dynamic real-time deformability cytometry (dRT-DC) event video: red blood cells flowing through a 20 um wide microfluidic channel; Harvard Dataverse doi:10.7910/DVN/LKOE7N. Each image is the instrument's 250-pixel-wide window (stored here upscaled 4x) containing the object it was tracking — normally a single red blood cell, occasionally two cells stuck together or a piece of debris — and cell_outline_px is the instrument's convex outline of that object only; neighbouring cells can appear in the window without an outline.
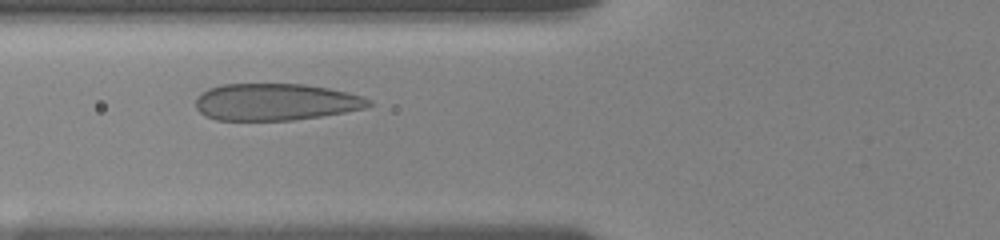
{"species": "human", "species_latin": "Homo sapiens", "temperature_condition": "room temperature", "stored_images_in_passage": 25, "camera_frame_rate_fps": 3000, "um_per_image_px": 0.085, "donor": {"sex": "female"}, "frame": {"image": 1, "passage_image": 7, "time_ms": 3.333, "image_size_px": [1000, 240], "cell_outline_px": [[372, 104], [364, 108], [344, 112], [320, 116], [292, 120], [216, 120], [204, 116], [196, 108], [196, 96], [208, 88], [220, 84], [304, 84], [328, 88], [348, 92], [372, 100]], "centroid_in_image_um": [23.38, 8.66], "position_along_channel_um": 102.4, "area_um2": 37.28}}
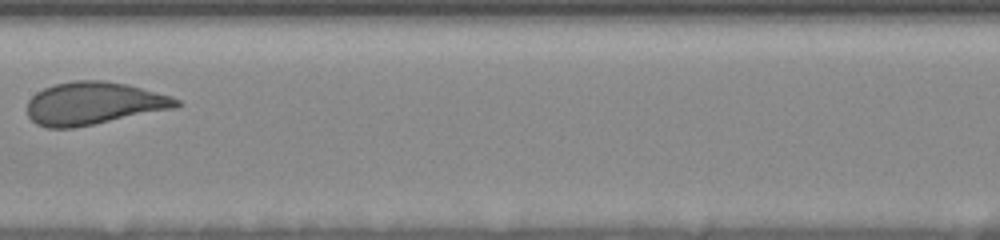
{"frame": {"image": 2, "passage_image": 12, "time_ms": 6.0, "image_size_px": [1000, 240], "cell_outline_px": [[184, 104], [176, 108], [72, 128], [48, 128], [36, 124], [28, 116], [28, 100], [36, 92], [44, 88], [56, 84], [72, 80], [104, 80], [128, 84], [172, 96], [180, 100]], "centroid_in_image_um": [7.99, 8.78], "position_along_channel_um": 199.4, "area_um2": 37.22}}
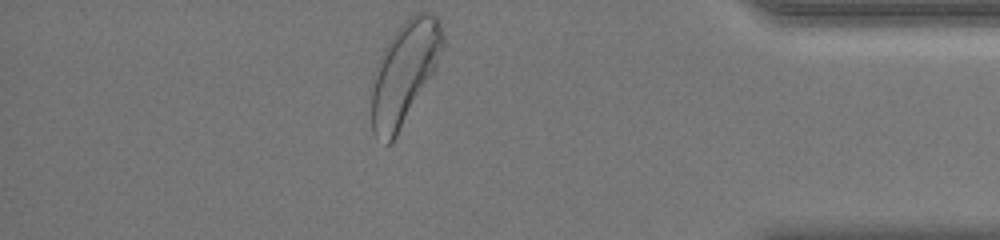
{"frame": {"image": 3, "passage_image": 25, "time_ms": 12.333, "image_size_px": [1000, 240], "cell_outline_px": [[444, 44], [436, 64], [432, 72], [396, 136], [388, 144], [376, 136], [372, 132], [372, 76], [376, 64], [384, 48], [400, 24], [408, 16], [416, 12], [432, 12], [440, 20], [444, 32]], "centroid_in_image_um": [34.36, 6.09], "position_along_channel_um": 400.8, "area_um2": 41.79}, "authors_computed_cell_mechanics": {"area_um2": 36.992, "velocity_mm_per_s": 3.616, "shape_relaxation_time_tau1_ms": 2.3085, "shape_relaxation_time_tau2_ms": null, "deformation_change_tau1": 0.1139, "deformation_change_tau2": null}}